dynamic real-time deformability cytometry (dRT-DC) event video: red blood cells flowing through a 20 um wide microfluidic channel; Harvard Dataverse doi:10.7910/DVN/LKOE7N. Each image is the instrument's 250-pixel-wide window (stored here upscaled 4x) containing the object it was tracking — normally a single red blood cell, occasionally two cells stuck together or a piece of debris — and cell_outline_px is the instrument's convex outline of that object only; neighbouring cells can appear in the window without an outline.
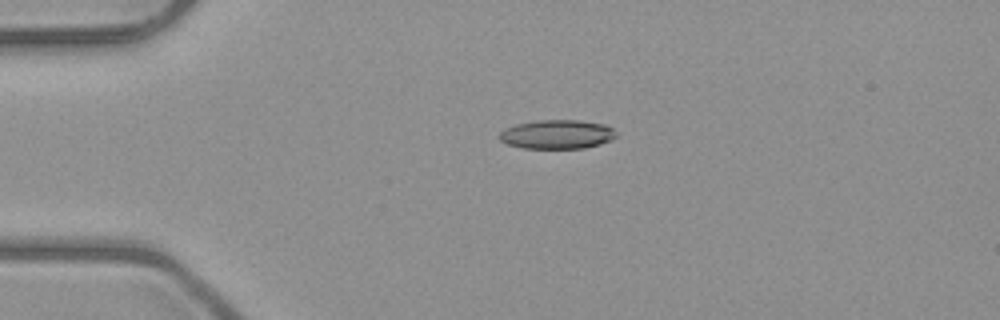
{"species": "common noctule bat (a hibernating species)", "species_latin": "Nyctalus noctula", "temperature_condition": "room temperature", "stored_images_in_passage": 4, "camera_frame_rate_fps": 3000, "um_per_image_px": 0.085, "animal": {"sex": "male", "body_mass_g": 23.1, "forearm_length_mm": 52.7}, "frame": {"image": 1, "passage_image": 3, "time_ms": 2.333, "image_size_px": [1000, 320], "cell_outline_px": [[616, 136], [612, 140], [600, 144], [584, 148], [524, 148], [508, 144], [500, 140], [496, 136], [500, 132], [516, 124], [536, 120], [580, 120], [604, 124], [612, 128], [616, 132]], "centroid_in_image_um": [47.36, 11.41], "position_along_channel_um": 37.6, "area_um2": 19.77}}